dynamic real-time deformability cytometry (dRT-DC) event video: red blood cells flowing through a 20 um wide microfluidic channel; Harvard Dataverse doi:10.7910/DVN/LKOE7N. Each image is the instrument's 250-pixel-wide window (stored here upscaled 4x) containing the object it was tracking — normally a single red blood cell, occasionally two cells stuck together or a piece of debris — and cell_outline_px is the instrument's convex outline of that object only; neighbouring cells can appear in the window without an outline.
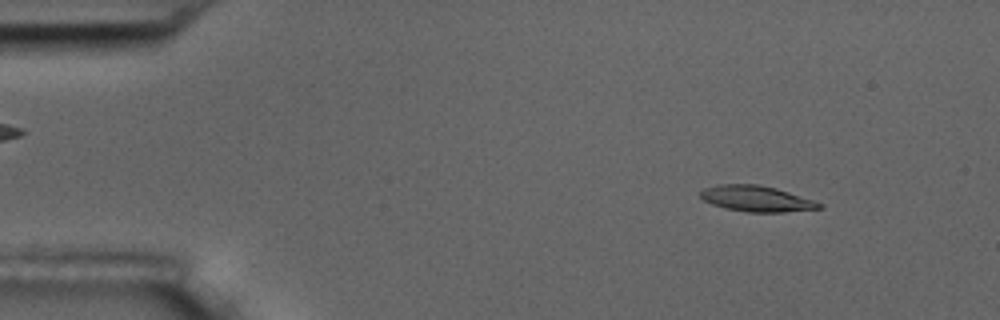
{"species": "common noctule bat (a hibernating species)", "species_latin": "Nyctalus noctula", "temperature_condition": "room temperature", "stored_images_in_passage": 6, "camera_frame_rate_fps": 3000, "um_per_image_px": 0.085, "animal": {"sex": "male", "body_mass_g": 17.5, "forearm_length_mm": 52.3}, "frame": {"image": 1, "passage_image": 2, "time_ms": 1.0, "image_size_px": [1000, 320], "cell_outline_px": [[824, 208], [784, 212], [748, 212], [724, 208], [712, 204], [704, 200], [700, 196], [700, 192], [704, 188], [716, 184], [760, 184], [776, 188], [824, 204]], "centroid_in_image_um": [64.29, 16.88], "position_along_channel_um": 20.7, "area_um2": 17.92}}
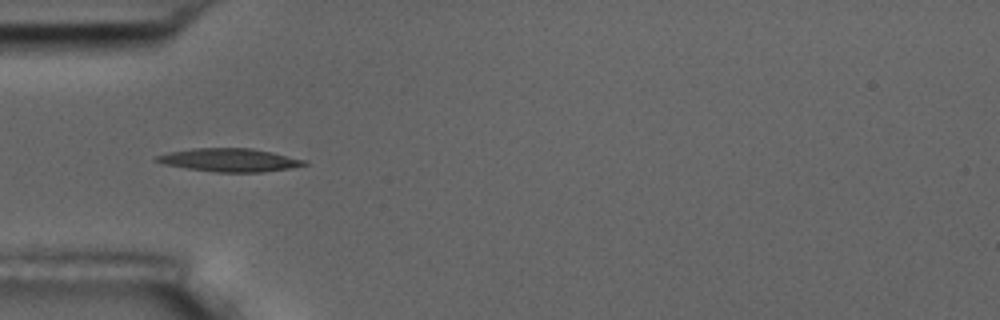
{"frame": {"image": 2, "passage_image": 5, "time_ms": 4.667, "image_size_px": [1000, 320], "cell_outline_px": [[308, 164], [288, 168], [264, 172], [216, 172], [160, 164], [152, 160], [156, 156], [168, 152], [192, 148], [252, 148], [272, 152], [308, 160]], "centroid_in_image_um": [19.48, 13.6], "position_along_channel_um": 65.5, "area_um2": 20.11}}